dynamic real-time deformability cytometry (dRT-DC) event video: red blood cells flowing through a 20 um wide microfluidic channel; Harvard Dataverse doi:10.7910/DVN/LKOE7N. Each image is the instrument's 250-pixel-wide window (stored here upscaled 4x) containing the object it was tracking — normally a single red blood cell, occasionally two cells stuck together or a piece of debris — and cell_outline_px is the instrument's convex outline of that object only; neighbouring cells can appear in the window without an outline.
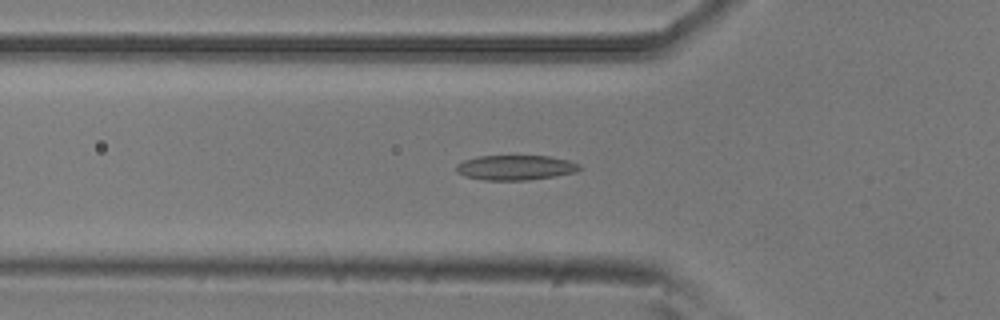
{"species": "common noctule bat (a hibernating species)", "species_latin": "Nyctalus noctula", "temperature_condition": "room temperature", "stored_images_in_passage": 49, "camera_frame_rate_fps": 3000, "um_per_image_px": 0.085, "animal": {"sex": "male", "body_mass_g": 20.5, "forearm_length_mm": 52.5}, "frame": {"image": 1, "passage_image": 18, "time_ms": 5.667, "image_size_px": [1000, 320], "cell_outline_px": [[584, 168], [576, 172], [556, 176], [528, 180], [484, 180], [464, 176], [456, 172], [456, 164], [464, 160], [476, 156], [548, 156], [568, 160], [580, 164]], "centroid_in_image_um": [43.83, 14.24], "position_along_channel_um": 82.0, "area_um2": 18.09}}
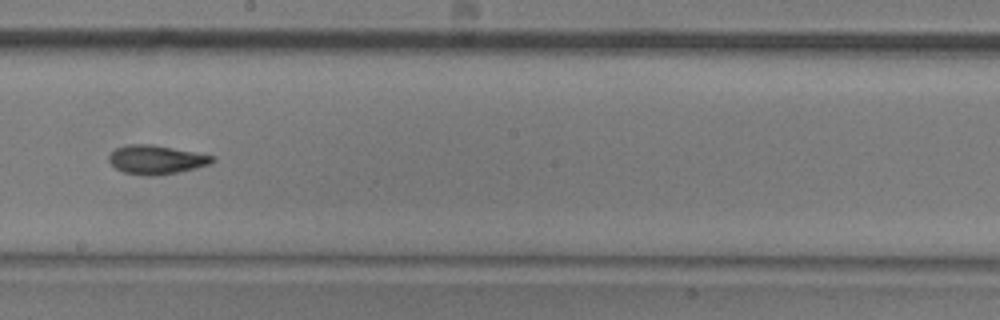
{"frame": {"image": 2, "passage_image": 30, "time_ms": 9.667, "image_size_px": [1000, 320], "cell_outline_px": [[216, 160], [212, 164], [196, 168], [176, 172], [152, 176], [140, 176], [124, 172], [116, 168], [108, 160], [108, 156], [116, 148], [128, 144], [152, 144], [196, 152], [212, 156]], "centroid_in_image_um": [13.28, 13.57], "position_along_channel_um": 234.9, "area_um2": 17.46}}
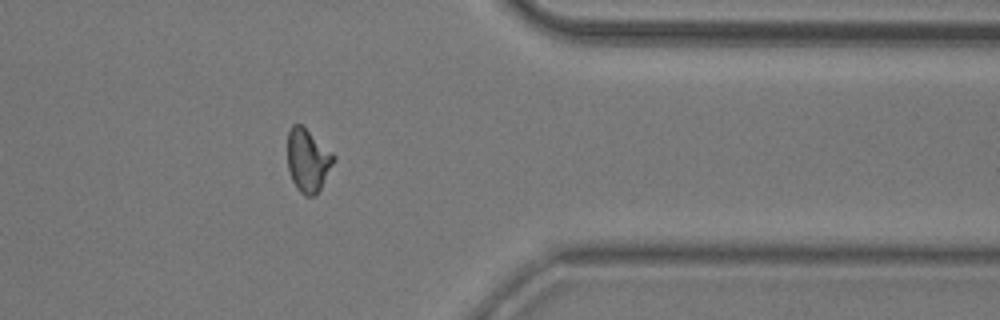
{"frame": {"image": 3, "passage_image": 43, "time_ms": 14.0, "image_size_px": [1000, 320], "cell_outline_px": [[336, 160], [320, 188], [312, 196], [304, 196], [296, 188], [292, 180], [288, 168], [288, 132], [292, 124], [300, 124], [332, 152], [336, 156]], "centroid_in_image_um": [26.17, 13.64], "position_along_channel_um": 385.2, "area_um2": 16.76}, "authors_computed_cell_mechanics": {"area_um2": 17.3978, "velocity_mm_per_s": 3.7983, "shape_relaxation_time_tau1_ms": null, "shape_relaxation_time_tau2_ms": 1.6345, "deformation_change_tau1": null, "deformation_change_tau2": 0.0717}}